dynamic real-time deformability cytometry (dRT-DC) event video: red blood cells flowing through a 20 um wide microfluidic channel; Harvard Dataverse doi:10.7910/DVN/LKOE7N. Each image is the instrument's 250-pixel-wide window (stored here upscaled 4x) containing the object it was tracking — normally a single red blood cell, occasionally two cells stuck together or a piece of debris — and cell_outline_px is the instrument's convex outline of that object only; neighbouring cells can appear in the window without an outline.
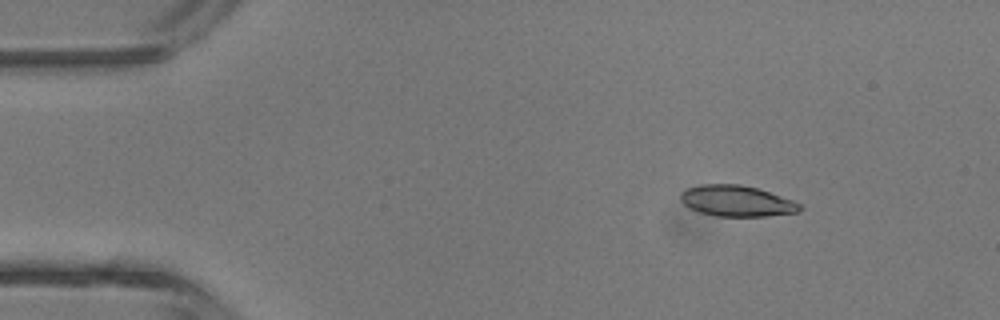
{"species": "common noctule bat (a hibernating species)", "species_latin": "Nyctalus noctula", "temperature_condition": "room temperature", "stored_images_in_passage": 5, "camera_frame_rate_fps": 3000, "um_per_image_px": 0.085, "animal": {"sex": "male", "body_mass_g": 13.3}, "frame": {"image": 1, "passage_image": 2, "time_ms": 1.333, "image_size_px": [1000, 320], "cell_outline_px": [[804, 208], [800, 212], [768, 216], [716, 216], [700, 212], [688, 208], [680, 200], [680, 192], [688, 188], [700, 184], [740, 184], [756, 188], [792, 200], [800, 204]], "centroid_in_image_um": [62.6, 17.09], "position_along_channel_um": 22.4, "area_um2": 21.56}}
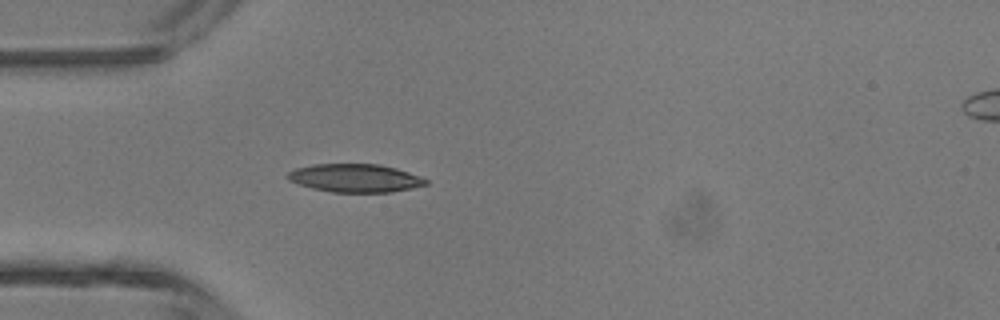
{"frame": {"image": 2, "passage_image": 4, "time_ms": 3.667, "image_size_px": [1000, 320], "cell_outline_px": [[428, 184], [412, 188], [392, 192], [332, 192], [312, 188], [288, 180], [284, 176], [288, 172], [296, 168], [312, 164], [380, 164], [396, 168], [420, 176], [428, 180]], "centroid_in_image_um": [30.18, 15.13], "position_along_channel_um": 54.8, "area_um2": 22.77}}